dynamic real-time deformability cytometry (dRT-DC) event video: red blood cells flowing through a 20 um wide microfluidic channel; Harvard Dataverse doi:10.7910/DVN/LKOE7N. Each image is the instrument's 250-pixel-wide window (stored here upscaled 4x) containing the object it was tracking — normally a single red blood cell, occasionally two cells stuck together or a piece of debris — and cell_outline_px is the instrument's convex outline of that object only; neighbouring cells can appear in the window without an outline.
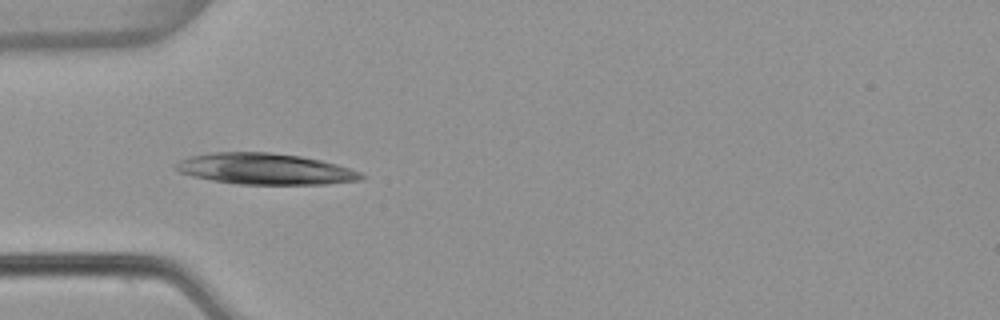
{"species": "common noctule bat (a hibernating species)", "species_latin": "Nyctalus noctula", "temperature_condition": "warm", "stored_images_in_passage": 19, "camera_frame_rate_fps": 3000, "um_per_image_px": 0.085, "animal": {"sex": "female", "body_mass_g": 22.7, "forearm_length_mm": 54.2}, "frame": {"image": 1, "passage_image": 6, "time_ms": 1.667, "image_size_px": [1000, 320], "cell_outline_px": [[364, 176], [360, 180], [324, 184], [240, 184], [212, 180], [192, 176], [180, 172], [176, 168], [176, 164], [180, 160], [192, 156], [212, 152], [272, 152], [300, 156], [320, 160], [336, 164], [360, 172]], "centroid_in_image_um": [22.53, 14.35], "position_along_channel_um": 62.5, "area_um2": 33.29}}
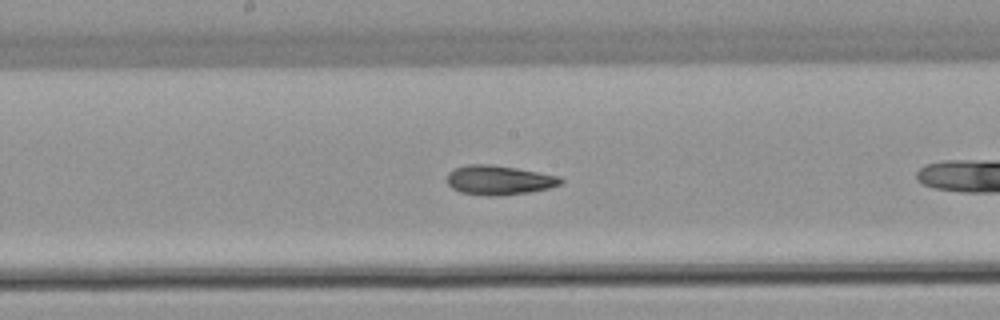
{"frame": {"image": 2, "passage_image": 14, "time_ms": 4.333, "image_size_px": [1000, 320], "cell_outline_px": [[564, 180], [560, 184], [548, 188], [528, 192], [500, 196], [484, 196], [460, 192], [452, 188], [448, 184], [448, 172], [456, 168], [468, 164], [492, 164], [516, 168], [560, 176]], "centroid_in_image_um": [42.4, 15.31], "position_along_channel_um": 205.8, "area_um2": 19.48}}